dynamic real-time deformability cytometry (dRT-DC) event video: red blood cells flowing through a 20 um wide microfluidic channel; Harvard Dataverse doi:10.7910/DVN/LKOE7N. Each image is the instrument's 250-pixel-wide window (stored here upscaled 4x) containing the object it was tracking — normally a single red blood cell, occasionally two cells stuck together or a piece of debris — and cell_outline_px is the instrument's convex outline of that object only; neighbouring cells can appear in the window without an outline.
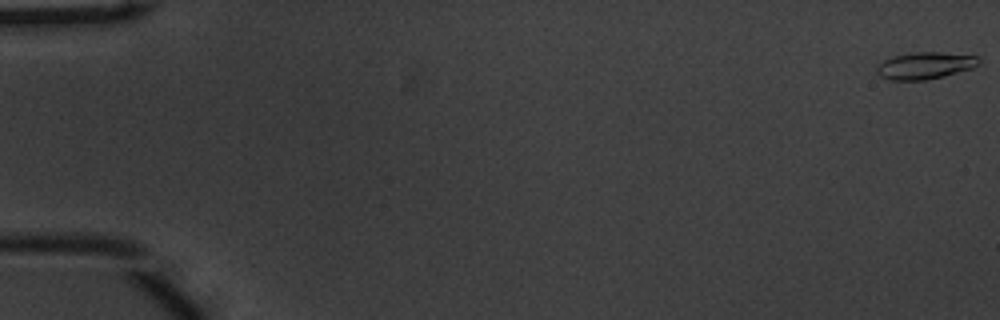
{"species": "common noctule bat (a hibernating species)", "species_latin": "Nyctalus noctula", "temperature_condition": "warm", "stored_images_in_passage": 13, "camera_frame_rate_fps": 3000, "um_per_image_px": 0.085, "animal": {"sex": "male", "body_mass_g": 20.1, "forearm_length_mm": 53.5}, "frame": {"image": 1, "passage_image": 1, "time_ms": 0.0, "image_size_px": [1000, 320], "cell_outline_px": [[980, 64], [972, 68], [944, 76], [924, 80], [888, 80], [880, 76], [876, 72], [876, 64], [892, 56], [912, 52], [940, 52], [976, 56], [980, 60]], "centroid_in_image_um": [78.58, 5.57], "position_along_channel_um": 6.4, "area_um2": 16.13}}